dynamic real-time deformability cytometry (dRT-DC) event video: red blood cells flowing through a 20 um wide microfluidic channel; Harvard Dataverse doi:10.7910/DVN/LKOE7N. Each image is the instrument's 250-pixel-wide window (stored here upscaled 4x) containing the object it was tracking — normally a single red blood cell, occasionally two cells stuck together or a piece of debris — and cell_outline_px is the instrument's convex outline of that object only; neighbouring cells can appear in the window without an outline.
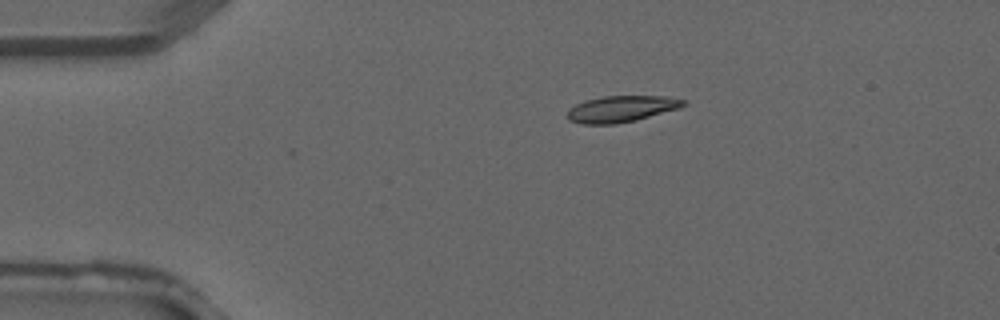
{"species": "common noctule bat (a hibernating species)", "species_latin": "Nyctalus noctula", "temperature_condition": "warm", "stored_images_in_passage": 3, "camera_frame_rate_fps": 3000, "um_per_image_px": 0.085, "animal": {"sex": "male", "forearm_length_mm": 52.5}, "frame": {"image": 1, "passage_image": 2, "time_ms": 0.333, "image_size_px": [1000, 320], "cell_outline_px": [[688, 104], [680, 108], [636, 120], [616, 124], [580, 124], [568, 120], [568, 112], [576, 104], [588, 100], [604, 96], [668, 96], [684, 100]], "centroid_in_image_um": [52.86, 9.26], "position_along_channel_um": 32.1, "area_um2": 17.74}}